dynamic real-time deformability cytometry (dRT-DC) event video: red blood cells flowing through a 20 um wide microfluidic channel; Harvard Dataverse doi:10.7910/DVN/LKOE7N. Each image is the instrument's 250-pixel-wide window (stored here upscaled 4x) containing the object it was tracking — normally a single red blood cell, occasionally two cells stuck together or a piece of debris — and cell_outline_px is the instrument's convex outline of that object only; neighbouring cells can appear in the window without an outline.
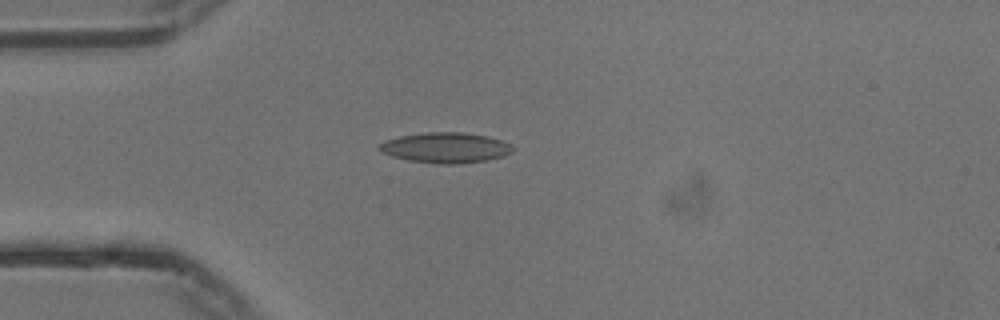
{"species": "common noctule bat (a hibernating species)", "species_latin": "Nyctalus noctula", "temperature_condition": "cold", "stored_images_in_passage": 41, "camera_frame_rate_fps": 3000, "um_per_image_px": 0.085, "animal": {"sex": "male", "body_mass_g": 13.3}, "frame": {"image": 1, "passage_image": 1, "time_ms": 0.0, "image_size_px": [1000, 320], "cell_outline_px": [[516, 148], [512, 152], [488, 160], [456, 164], [440, 164], [408, 160], [392, 156], [376, 148], [376, 144], [384, 140], [400, 136], [424, 132], [464, 132], [488, 136], [500, 140]], "centroid_in_image_um": [37.83, 12.54], "position_along_channel_um": 47.2, "area_um2": 23.7}}
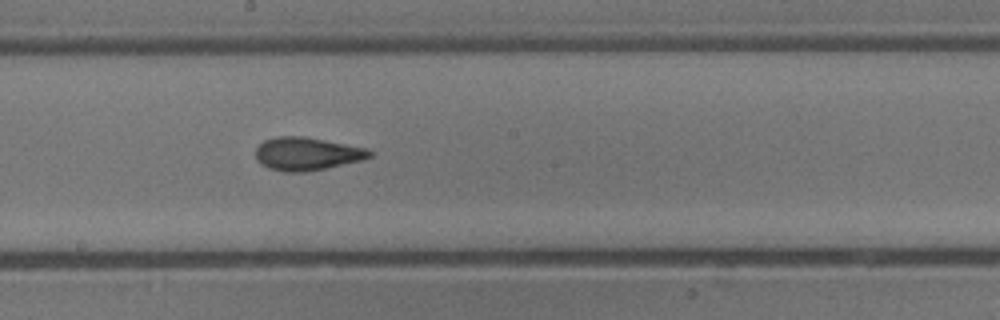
{"frame": {"image": 2, "passage_image": 16, "time_ms": 5.0, "image_size_px": [1000, 320], "cell_outline_px": [[372, 156], [364, 160], [304, 172], [284, 172], [268, 168], [260, 164], [256, 160], [256, 148], [264, 140], [276, 136], [304, 136], [364, 148], [372, 152]], "centroid_in_image_um": [26.04, 13.08], "position_along_channel_um": 222.2, "area_um2": 21.85}}
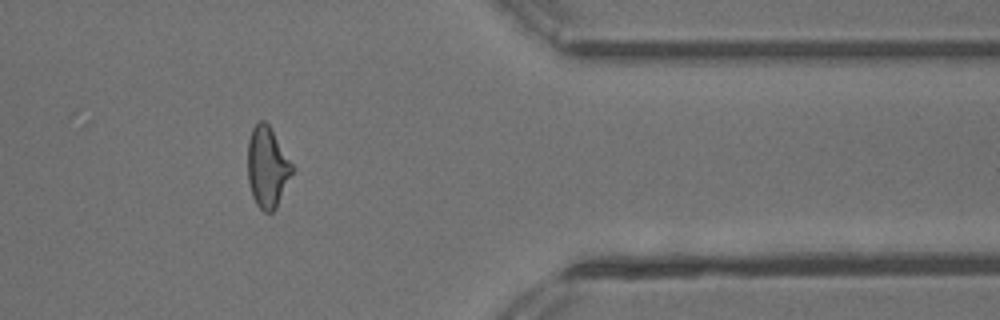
{"frame": {"image": 3, "passage_image": 31, "time_ms": 10.0, "image_size_px": [1000, 320], "cell_outline_px": [[292, 172], [276, 208], [272, 212], [264, 212], [256, 204], [252, 196], [248, 180], [248, 140], [252, 128], [260, 120], [264, 120], [268, 124], [292, 164]], "centroid_in_image_um": [22.69, 14.22], "position_along_channel_um": 388.7, "area_um2": 20.52}, "authors_computed_cell_mechanics": {"area_um2": 21.2126, "velocity_mm_per_s": 3.756, "shape_relaxation_time_tau1_ms": 7.0218, "shape_relaxation_time_tau2_ms": 2.0093, "deformation_change_tau1": 0.1704, "deformation_change_tau2": 0.0871}}